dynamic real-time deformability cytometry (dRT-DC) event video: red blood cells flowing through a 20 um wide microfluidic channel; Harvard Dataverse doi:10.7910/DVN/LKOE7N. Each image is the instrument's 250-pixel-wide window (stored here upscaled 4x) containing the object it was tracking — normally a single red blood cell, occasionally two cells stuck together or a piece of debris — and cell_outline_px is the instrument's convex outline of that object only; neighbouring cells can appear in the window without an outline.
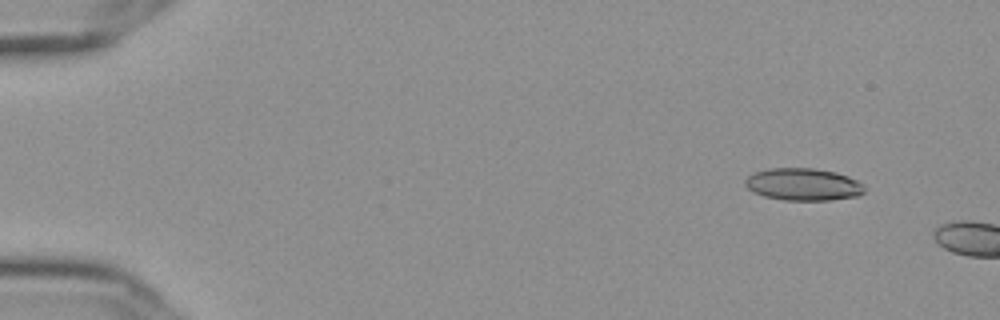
{"species": "Egyptian fruit bat (a non-hibernating species)", "species_latin": "Rousettus aegyptiacus", "temperature_condition": "cold", "stored_images_in_passage": 18, "camera_frame_rate_fps": 3000, "um_per_image_px": 0.085, "frame": {"image": 1, "passage_image": 6, "time_ms": 1.667, "image_size_px": [1000, 320], "cell_outline_px": [[864, 192], [860, 196], [832, 200], [784, 200], [764, 196], [752, 192], [744, 184], [744, 180], [748, 176], [756, 172], [768, 168], [812, 168], [836, 172], [848, 176], [864, 184]], "centroid_in_image_um": [68.28, 15.68], "position_along_channel_um": 16.7, "area_um2": 22.6}}